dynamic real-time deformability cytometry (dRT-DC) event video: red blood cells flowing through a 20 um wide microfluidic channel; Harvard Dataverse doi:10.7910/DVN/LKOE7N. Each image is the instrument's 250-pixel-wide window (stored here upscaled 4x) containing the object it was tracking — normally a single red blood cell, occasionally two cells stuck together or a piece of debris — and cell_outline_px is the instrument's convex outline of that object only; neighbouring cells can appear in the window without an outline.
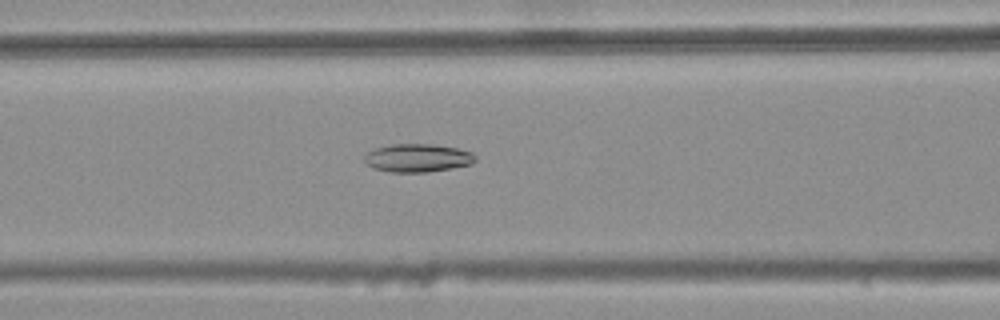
{"species": "common noctule bat (a hibernating species)", "species_latin": "Nyctalus noctula", "temperature_condition": "warm", "stored_images_in_passage": 32, "camera_frame_rate_fps": 3000, "um_per_image_px": 0.085, "animal": {"sex": "female", "body_mass_g": 25.1}, "frame": {"image": 1, "passage_image": 7, "time_ms": 2.0, "image_size_px": [1000, 320], "cell_outline_px": [[476, 160], [472, 164], [452, 168], [428, 172], [388, 172], [372, 168], [364, 160], [364, 156], [368, 152], [376, 148], [392, 144], [432, 144], [456, 148], [472, 152], [476, 156]], "centroid_in_image_um": [35.5, 13.43], "position_along_channel_um": 131.1, "area_um2": 18.26}}
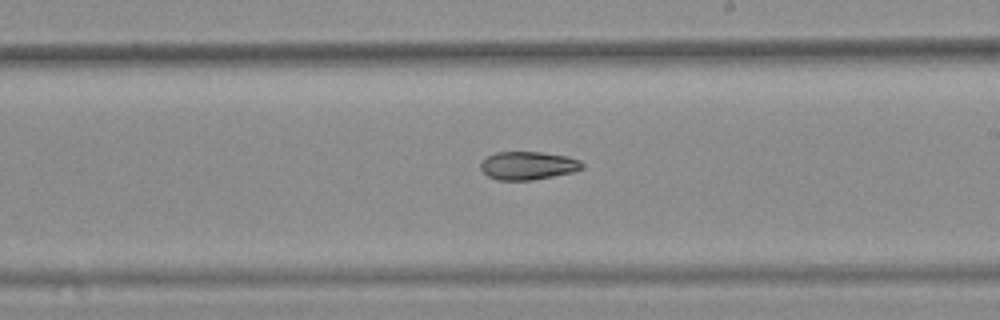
{"frame": {"image": 2, "passage_image": 16, "time_ms": 5.0, "image_size_px": [1000, 320], "cell_outline_px": [[584, 168], [572, 172], [532, 180], [496, 180], [488, 176], [480, 168], [480, 164], [488, 156], [496, 152], [540, 152], [568, 156], [580, 160], [584, 164]], "centroid_in_image_um": [44.89, 14.07], "position_along_channel_um": 244.1, "area_um2": 16.65}}
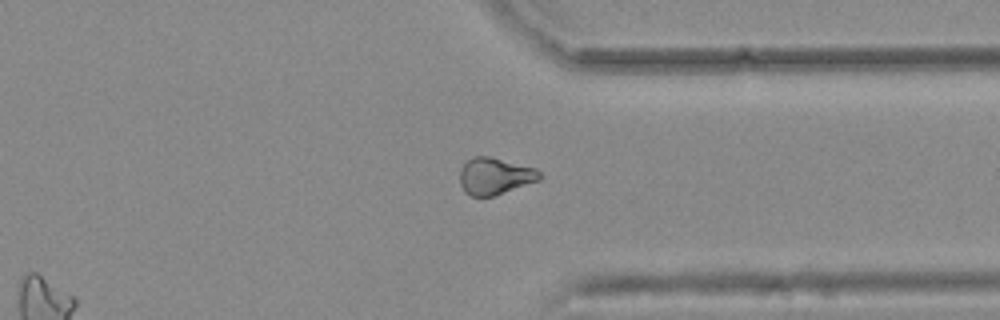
{"frame": {"image": 3, "passage_image": 26, "time_ms": 8.333, "image_size_px": [1000, 320], "cell_outline_px": [[540, 180], [492, 196], [472, 196], [464, 192], [460, 184], [460, 172], [464, 164], [472, 156], [488, 156], [536, 168], [540, 172]], "centroid_in_image_um": [42.05, 14.96], "position_along_channel_um": 369.4, "area_um2": 16.94}, "authors_computed_cell_mechanics": {"area_um2": 17.0799, "velocity_mm_per_s": 3.7732, "shape_relaxation_time_tau1_ms": null, "shape_relaxation_time_tau2_ms": 7.0338, "deformation_change_tau1": null, "deformation_change_tau2": 0.1243}}